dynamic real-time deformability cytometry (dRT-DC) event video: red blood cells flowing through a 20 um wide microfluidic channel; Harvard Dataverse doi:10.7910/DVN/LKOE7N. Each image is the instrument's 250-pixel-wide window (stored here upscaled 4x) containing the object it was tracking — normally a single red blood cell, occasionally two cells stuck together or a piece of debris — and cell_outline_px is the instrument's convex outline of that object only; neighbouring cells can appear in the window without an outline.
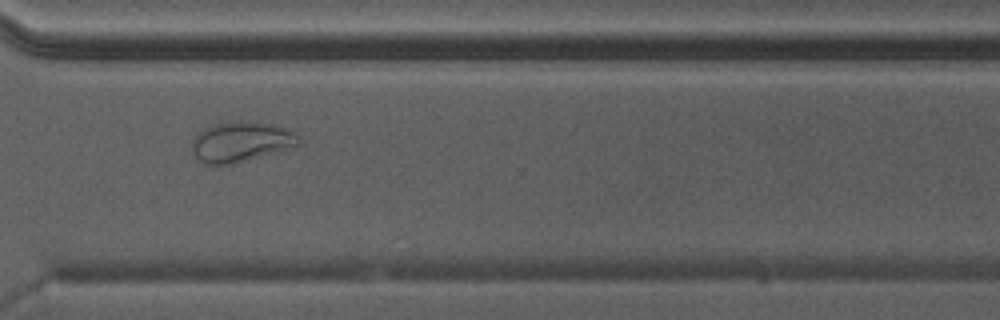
{"species": "Egyptian fruit bat (a non-hibernating species)", "species_latin": "Rousettus aegyptiacus", "temperature_condition": "warm", "stored_images_in_passage": 37, "camera_frame_rate_fps": 3000, "um_per_image_px": 0.085, "animal": {"sex": "male"}, "frame": {"image": 1, "passage_image": 27, "time_ms": 8.667, "image_size_px": [1000, 320], "cell_outline_px": [[300, 144], [248, 160], [220, 168], [208, 164], [200, 160], [196, 156], [192, 148], [192, 140], [196, 132], [200, 128], [216, 124], [240, 120], [256, 120], [288, 128], [296, 132], [300, 136]], "centroid_in_image_um": [20.47, 12.04], "position_along_channel_um": 350.1, "area_um2": 25.66}}
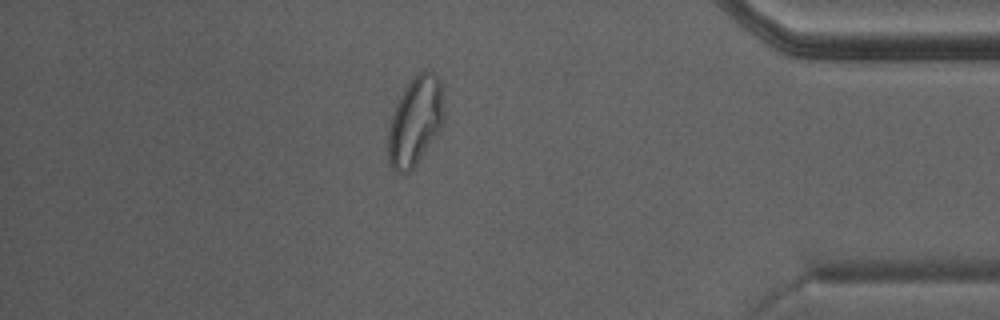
{"frame": {"image": 2, "passage_image": 32, "time_ms": 10.333, "image_size_px": [1000, 320], "cell_outline_px": [[444, 120], [440, 128], [416, 164], [408, 172], [396, 172], [392, 168], [388, 160], [388, 124], [396, 104], [404, 88], [424, 68], [432, 72], [440, 80], [444, 112]], "centroid_in_image_um": [35.28, 10.29], "position_along_channel_um": 399.9, "area_um2": 28.55}}